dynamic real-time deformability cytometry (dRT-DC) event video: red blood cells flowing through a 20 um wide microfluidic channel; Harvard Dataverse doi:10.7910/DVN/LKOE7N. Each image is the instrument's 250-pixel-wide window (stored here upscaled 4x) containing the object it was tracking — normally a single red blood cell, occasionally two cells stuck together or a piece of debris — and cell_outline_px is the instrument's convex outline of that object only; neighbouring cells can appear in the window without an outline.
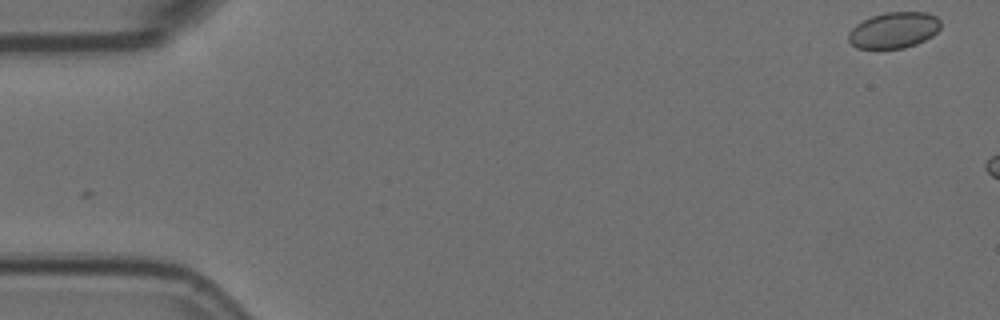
{"species": "Egyptian fruit bat (a non-hibernating species)", "species_latin": "Rousettus aegyptiacus", "temperature_condition": "room temperature", "stored_images_in_passage": 6, "camera_frame_rate_fps": 3000, "um_per_image_px": 0.085, "animal": {"sex": "female"}, "frame": {"image": 1, "passage_image": 1, "time_ms": 0.0, "image_size_px": [1000, 320], "cell_outline_px": [[940, 28], [932, 36], [916, 44], [904, 48], [856, 48], [848, 40], [848, 32], [856, 24], [872, 16], [884, 12], [928, 12], [936, 16], [940, 20]], "centroid_in_image_um": [75.98, 2.55], "position_along_channel_um": 9.0, "area_um2": 19.36}}